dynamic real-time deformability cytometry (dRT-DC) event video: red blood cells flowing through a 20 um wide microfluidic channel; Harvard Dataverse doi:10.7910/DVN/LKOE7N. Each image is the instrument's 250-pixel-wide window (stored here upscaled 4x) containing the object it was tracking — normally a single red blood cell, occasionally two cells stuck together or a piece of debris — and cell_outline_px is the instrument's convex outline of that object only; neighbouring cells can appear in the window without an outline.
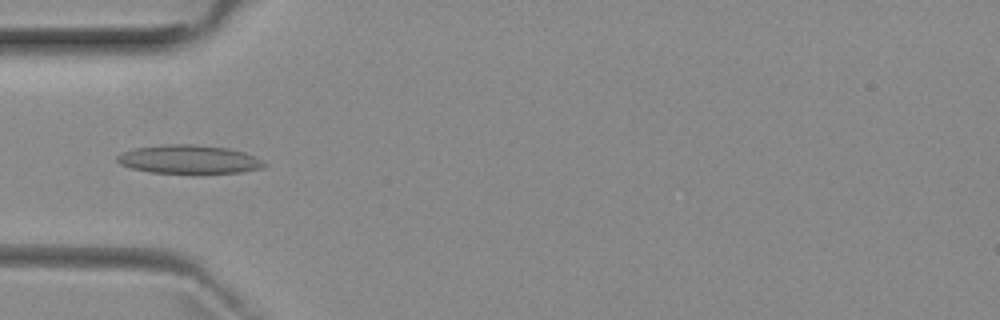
{"species": "common noctule bat (a hibernating species)", "species_latin": "Nyctalus noctula", "temperature_condition": "room temperature", "stored_images_in_passage": 5, "camera_frame_rate_fps": 3000, "um_per_image_px": 0.085, "animal": {"sex": "female", "body_mass_g": 29.2, "forearm_length_mm": 56.3}, "frame": {"image": 1, "passage_image": 5, "time_ms": 4.667, "image_size_px": [1000, 320], "cell_outline_px": [[268, 164], [264, 168], [240, 172], [152, 172], [132, 168], [120, 164], [116, 160], [116, 156], [124, 152], [136, 148], [164, 144], [192, 144], [228, 148], [244, 152], [256, 156], [264, 160]], "centroid_in_image_um": [16.12, 13.53], "position_along_channel_um": 68.9, "area_um2": 24.22}}